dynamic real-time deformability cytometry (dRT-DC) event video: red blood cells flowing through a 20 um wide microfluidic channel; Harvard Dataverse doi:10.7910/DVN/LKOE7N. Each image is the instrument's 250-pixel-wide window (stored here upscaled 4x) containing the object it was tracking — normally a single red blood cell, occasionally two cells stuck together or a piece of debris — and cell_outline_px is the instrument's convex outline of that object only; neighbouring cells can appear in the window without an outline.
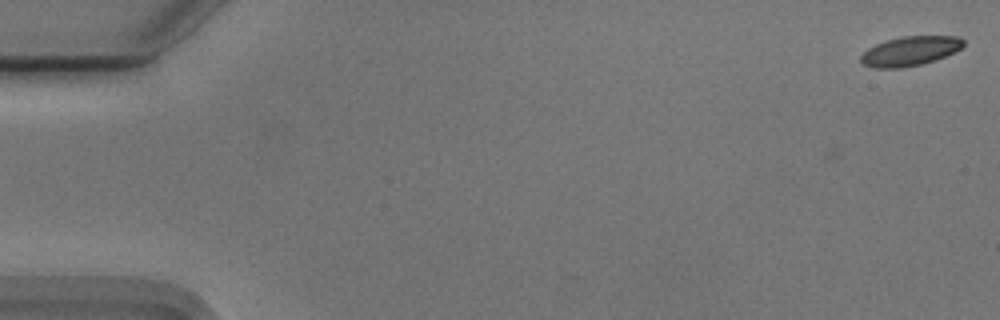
{"species": "Egyptian fruit bat (a non-hibernating species)", "species_latin": "Rousettus aegyptiacus", "temperature_condition": "cold", "stored_images_in_passage": 6, "camera_frame_rate_fps": 3000, "um_per_image_px": 0.085, "animal": {"sex": "male"}, "frame": {"image": 1, "passage_image": 1, "time_ms": 0.0, "image_size_px": [1000, 320], "cell_outline_px": [[964, 44], [960, 48], [944, 56], [920, 64], [904, 68], [872, 68], [864, 64], [860, 60], [860, 56], [868, 48], [876, 44], [888, 40], [904, 36], [960, 36], [964, 40]], "centroid_in_image_um": [77.33, 4.34], "position_along_channel_um": 7.7, "area_um2": 17.34}}